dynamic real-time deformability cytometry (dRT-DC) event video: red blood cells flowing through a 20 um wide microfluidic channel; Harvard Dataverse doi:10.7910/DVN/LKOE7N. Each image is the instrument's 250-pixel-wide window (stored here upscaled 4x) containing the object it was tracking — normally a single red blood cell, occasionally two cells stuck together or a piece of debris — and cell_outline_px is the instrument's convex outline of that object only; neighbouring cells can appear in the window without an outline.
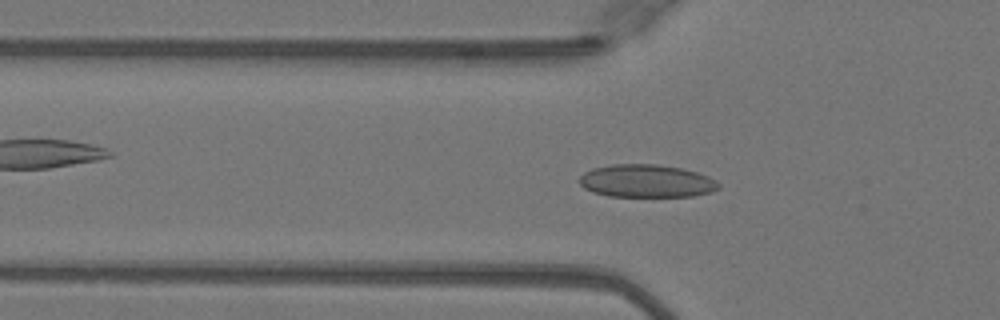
{"species": "Egyptian fruit bat (a non-hibernating species)", "species_latin": "Rousettus aegyptiacus", "temperature_condition": "warm", "stored_images_in_passage": 50, "camera_frame_rate_fps": 3000, "um_per_image_px": 0.085, "animal": {"sex": "female"}, "frame": {"image": 1, "passage_image": 17, "time_ms": 5.333, "image_size_px": [1000, 320], "cell_outline_px": [[720, 188], [712, 192], [692, 196], [608, 196], [592, 192], [584, 188], [576, 180], [584, 172], [592, 168], [612, 164], [656, 164], [680, 168], [696, 172], [708, 176], [716, 180], [720, 184]], "centroid_in_image_um": [54.92, 15.38], "position_along_channel_um": 70.9, "area_um2": 26.82}}
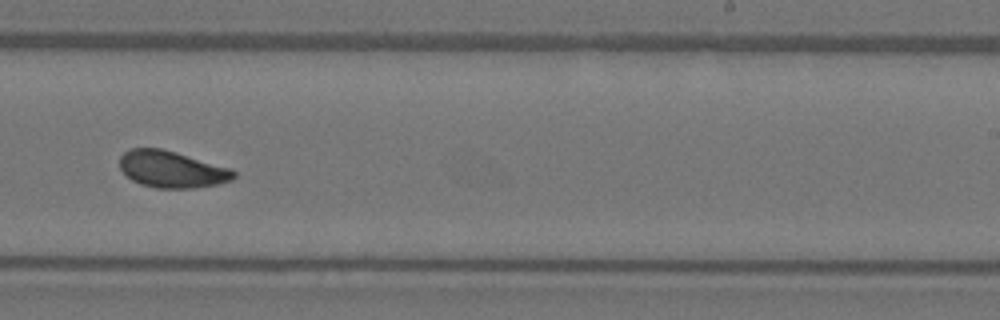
{"frame": {"image": 2, "passage_image": 32, "time_ms": 10.333, "image_size_px": [1000, 320], "cell_outline_px": [[236, 176], [232, 180], [216, 184], [192, 188], [156, 188], [140, 184], [132, 180], [120, 168], [120, 156], [124, 152], [132, 148], [160, 148], [176, 152], [232, 168], [236, 172]], "centroid_in_image_um": [14.62, 14.39], "position_along_channel_um": 274.4, "area_um2": 24.39}}
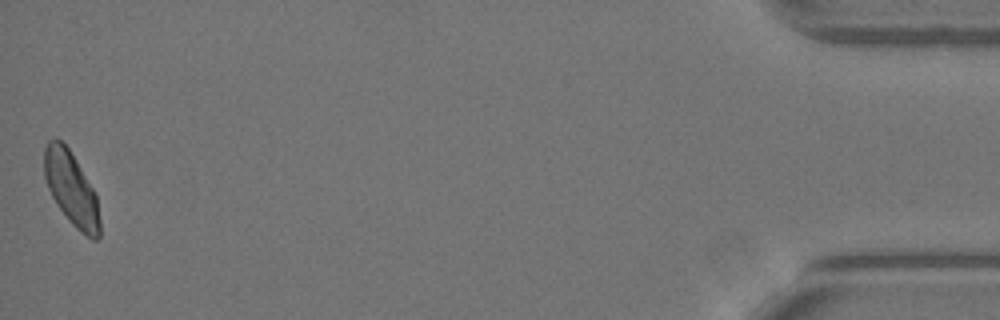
{"frame": {"image": 3, "passage_image": 50, "time_ms": 16.333, "image_size_px": [1000, 320], "cell_outline_px": [[100, 236], [96, 240], [92, 240], [80, 232], [72, 224], [56, 204], [48, 188], [44, 176], [44, 148], [48, 140], [56, 136], [68, 148], [92, 188], [96, 196], [100, 220]], "centroid_in_image_um": [6.04, 16.05], "position_along_channel_um": 429.2, "area_um2": 23.64}, "authors_computed_cell_mechanics": {"area_um2": 24.9118, "velocity_mm_per_s": 4.0732, "shape_relaxation_time_tau1_ms": 4.5705, "shape_relaxation_time_tau2_ms": 1.1973, "deformation_change_tau1": 0.112, "deformation_change_tau2": 0.0421}}